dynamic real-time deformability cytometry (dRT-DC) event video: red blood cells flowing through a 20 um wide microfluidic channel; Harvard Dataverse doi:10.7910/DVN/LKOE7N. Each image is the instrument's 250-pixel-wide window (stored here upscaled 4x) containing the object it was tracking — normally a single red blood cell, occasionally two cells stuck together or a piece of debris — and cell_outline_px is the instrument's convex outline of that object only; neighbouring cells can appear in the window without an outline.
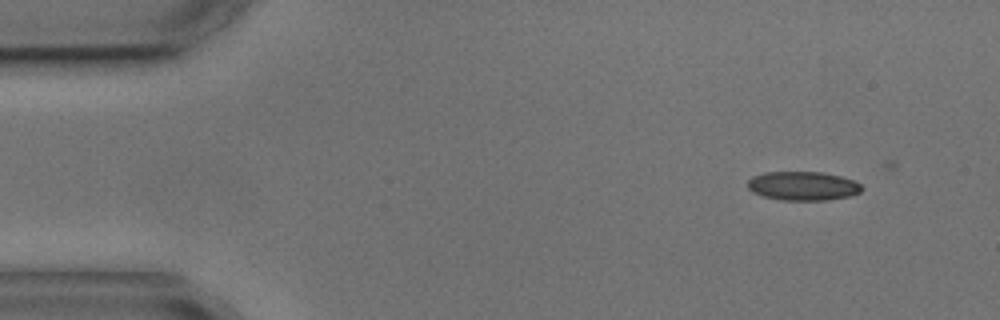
{"species": "common noctule bat (a hibernating species)", "species_latin": "Nyctalus noctula", "temperature_condition": "cold", "stored_images_in_passage": 5, "segment_of_instrument_passage": [2, 2], "camera_frame_rate_fps": 3000, "um_per_image_px": 0.085, "animal": {"sex": "male", "body_mass_g": 17.9, "forearm_length_mm": 54.2}, "frame": {"image": 1, "passage_image": 5, "time_ms": 6.0, "image_size_px": [1000, 320], "cell_outline_px": [[864, 188], [860, 192], [848, 196], [824, 200], [780, 200], [764, 196], [752, 192], [748, 188], [748, 180], [752, 176], [764, 172], [824, 172], [840, 176], [852, 180], [860, 184]], "centroid_in_image_um": [68.22, 15.8], "position_along_channel_um": 16.8, "area_um2": 19.19}}